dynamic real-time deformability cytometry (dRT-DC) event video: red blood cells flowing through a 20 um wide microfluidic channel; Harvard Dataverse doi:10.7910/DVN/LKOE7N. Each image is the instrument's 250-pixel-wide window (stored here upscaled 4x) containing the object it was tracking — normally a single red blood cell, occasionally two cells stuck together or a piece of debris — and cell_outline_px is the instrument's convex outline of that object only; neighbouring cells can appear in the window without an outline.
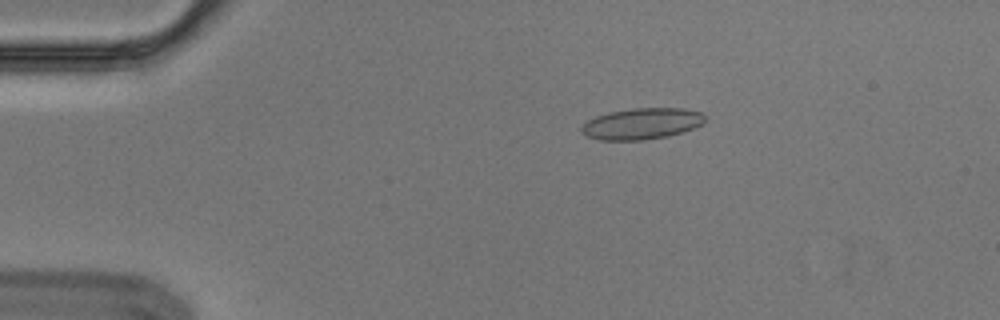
{"species": "Egyptian fruit bat (a non-hibernating species)", "species_latin": "Rousettus aegyptiacus", "temperature_condition": "cold", "stored_images_in_passage": 6, "camera_frame_rate_fps": 3000, "um_per_image_px": 0.085, "animal": {"sex": "male"}, "frame": {"image": 1, "passage_image": 3, "time_ms": 0.667, "image_size_px": [1000, 320], "cell_outline_px": [[704, 124], [668, 136], [644, 140], [600, 140], [588, 136], [580, 132], [580, 128], [588, 120], [596, 116], [608, 112], [632, 108], [684, 108], [700, 112], [704, 116]], "centroid_in_image_um": [54.53, 10.51], "position_along_channel_um": 30.5, "area_um2": 22.43}}
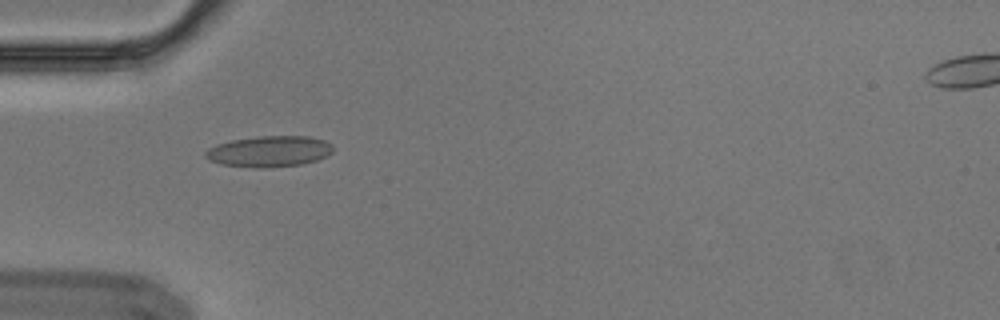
{"frame": {"image": 2, "passage_image": 5, "time_ms": 1.333, "image_size_px": [1000, 320], "cell_outline_px": [[332, 152], [328, 156], [304, 164], [264, 168], [256, 168], [220, 164], [208, 160], [204, 156], [204, 152], [208, 148], [216, 144], [232, 140], [256, 136], [308, 136], [324, 140], [332, 144]], "centroid_in_image_um": [22.87, 12.87], "position_along_channel_um": 62.1, "area_um2": 23.29}}